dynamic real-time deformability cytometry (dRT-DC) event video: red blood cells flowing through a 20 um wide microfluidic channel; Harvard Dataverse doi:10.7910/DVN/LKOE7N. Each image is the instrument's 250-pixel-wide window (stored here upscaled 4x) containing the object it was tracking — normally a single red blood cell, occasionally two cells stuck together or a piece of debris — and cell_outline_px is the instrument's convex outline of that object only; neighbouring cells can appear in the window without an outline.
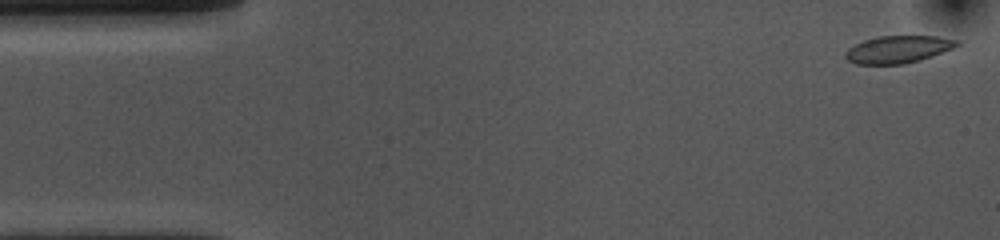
{"species": "common noctule bat (a hibernating species)", "species_latin": "Nyctalus noctula", "temperature_condition": "cold", "stored_images_in_passage": 53, "camera_frame_rate_fps": 3000, "um_per_image_px": 0.085, "animal": {"sex": "female", "body_mass_g": 10.0, "forearm_length_mm": 53.1}, "frame": {"image": 1, "passage_image": 1, "time_ms": 0.0, "image_size_px": [1000, 240], "cell_outline_px": [[960, 44], [952, 48], [932, 56], [920, 60], [904, 64], [856, 64], [848, 60], [844, 56], [844, 52], [848, 48], [864, 40], [876, 36], [936, 36], [960, 40]], "centroid_in_image_um": [76.32, 4.19], "position_along_channel_um": 8.7, "area_um2": 17.8}}
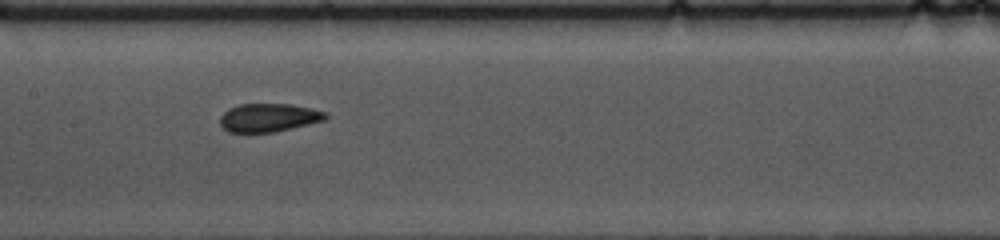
{"frame": {"image": 2, "passage_image": 24, "time_ms": 7.667, "image_size_px": [1000, 240], "cell_outline_px": [[328, 120], [276, 132], [248, 136], [228, 132], [220, 124], [220, 116], [228, 108], [240, 104], [288, 104], [312, 108], [328, 112]], "centroid_in_image_um": [22.83, 10.05], "position_along_channel_um": 184.6, "area_um2": 18.38}}
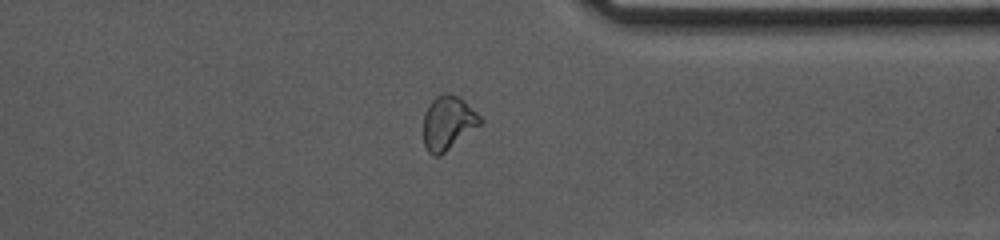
{"frame": {"image": 3, "passage_image": 40, "time_ms": 13.0, "image_size_px": [1000, 240], "cell_outline_px": [[484, 120], [480, 124], [440, 156], [432, 156], [428, 152], [424, 144], [424, 112], [428, 104], [440, 92], [448, 92], [460, 96]], "centroid_in_image_um": [38.06, 10.41], "position_along_channel_um": 373.3, "area_um2": 17.92}, "authors_computed_cell_mechanics": {"area_um2": 18.207, "velocity_mm_per_s": 3.6717, "shape_relaxation_time_tau1_ms": 7.6166, "shape_relaxation_time_tau2_ms": 1.2257, "deformation_change_tau1": 0.168, "deformation_change_tau2": 0.0513}}